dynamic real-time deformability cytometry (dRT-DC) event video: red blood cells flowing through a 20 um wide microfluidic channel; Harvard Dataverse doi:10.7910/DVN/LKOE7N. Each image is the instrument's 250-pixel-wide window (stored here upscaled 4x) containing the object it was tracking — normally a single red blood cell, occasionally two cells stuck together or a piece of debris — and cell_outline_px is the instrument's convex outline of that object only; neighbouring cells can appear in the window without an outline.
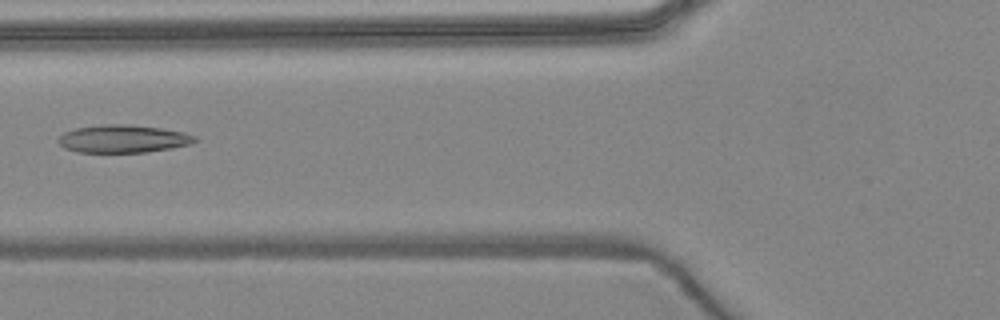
{"species": "common noctule bat (a hibernating species)", "species_latin": "Nyctalus noctula", "temperature_condition": "warm", "stored_images_in_passage": 4, "camera_frame_rate_fps": 3000, "um_per_image_px": 0.085, "animal": {"sex": "female", "body_mass_g": 24.6, "forearm_length_mm": 56.2}, "frame": {"image": 1, "passage_image": 4, "time_ms": 3.333, "image_size_px": [1000, 320], "cell_outline_px": [[196, 140], [188, 144], [172, 148], [144, 152], [76, 152], [64, 148], [56, 140], [64, 132], [76, 128], [104, 124], [128, 124], [160, 128], [184, 132], [196, 136]], "centroid_in_image_um": [10.42, 11.79], "position_along_channel_um": 115.4, "area_um2": 22.02}}